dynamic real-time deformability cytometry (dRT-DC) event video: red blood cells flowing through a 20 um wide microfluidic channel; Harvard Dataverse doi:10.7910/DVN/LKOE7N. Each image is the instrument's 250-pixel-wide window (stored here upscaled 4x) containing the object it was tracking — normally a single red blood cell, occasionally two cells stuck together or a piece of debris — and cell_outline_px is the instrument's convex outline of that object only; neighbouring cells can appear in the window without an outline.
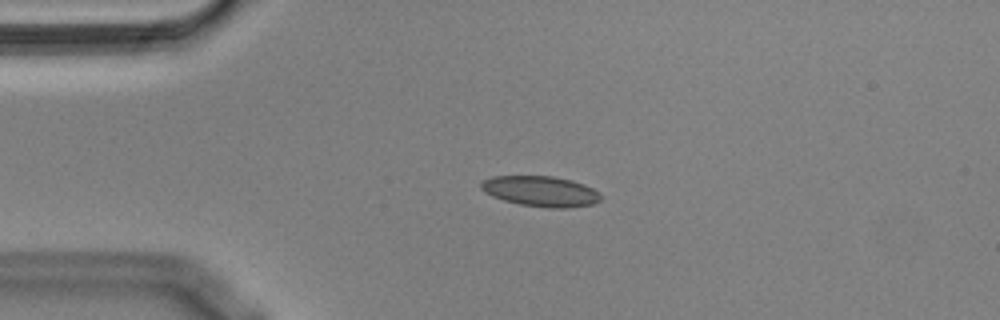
{"species": "Egyptian fruit bat (a non-hibernating species)", "species_latin": "Rousettus aegyptiacus", "temperature_condition": "cold", "stored_images_in_passage": 46, "camera_frame_rate_fps": 3000, "um_per_image_px": 0.085, "animal": {"sex": "male"}, "frame": {"image": 1, "passage_image": 4, "time_ms": 1.0, "image_size_px": [1000, 320], "cell_outline_px": [[604, 196], [600, 200], [592, 204], [568, 208], [548, 208], [520, 204], [504, 200], [492, 196], [484, 192], [480, 188], [480, 180], [492, 176], [552, 176], [572, 180], [584, 184], [600, 192]], "centroid_in_image_um": [45.96, 16.25], "position_along_channel_um": 39.0, "area_um2": 21.5}}
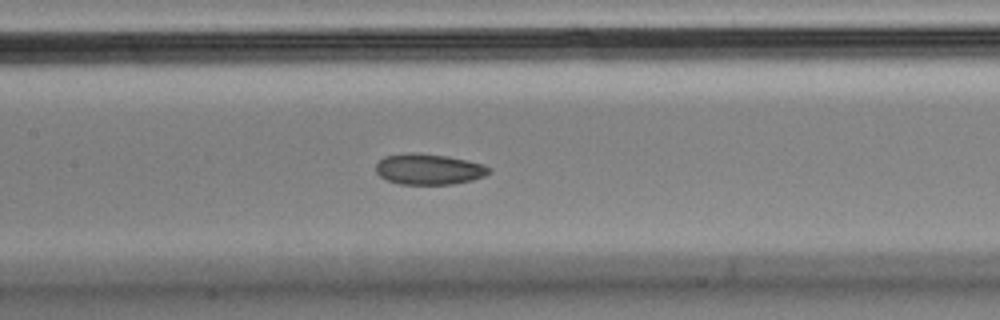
{"frame": {"image": 2, "passage_image": 17, "time_ms": 5.333, "image_size_px": [1000, 320], "cell_outline_px": [[492, 172], [484, 176], [472, 180], [452, 184], [400, 184], [388, 180], [380, 176], [376, 172], [376, 164], [384, 156], [412, 152], [448, 156], [484, 164], [492, 168]], "centroid_in_image_um": [36.48, 14.38], "position_along_channel_um": 170.9, "area_um2": 20.35}}
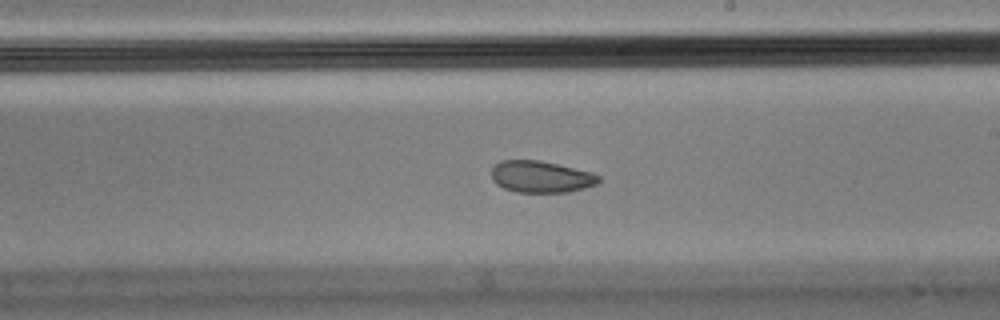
{"frame": {"image": 3, "passage_image": 23, "time_ms": 7.333, "image_size_px": [1000, 320], "cell_outline_px": [[600, 180], [596, 184], [584, 188], [568, 192], [516, 192], [504, 188], [496, 184], [492, 180], [492, 168], [500, 160], [540, 160], [592, 172], [600, 176]], "centroid_in_image_um": [45.98, 15.02], "position_along_channel_um": 243.0, "area_um2": 19.83}, "authors_computed_cell_mechanics": {"area_um2": 21.386, "velocity_mm_per_s": 3.6176, "shape_relaxation_time_tau1_ms": null, "shape_relaxation_time_tau2_ms": 3.7254, "deformation_change_tau1": null, "deformation_change_tau2": 0.0846}}